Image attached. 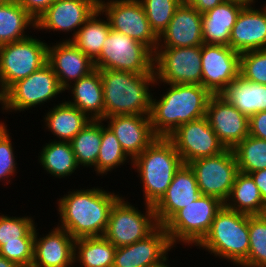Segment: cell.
Wrapping results in <instances>:
<instances>
[{"label": "cell", "instance_id": "cell-1", "mask_svg": "<svg viewBox=\"0 0 266 267\" xmlns=\"http://www.w3.org/2000/svg\"><path fill=\"white\" fill-rule=\"evenodd\" d=\"M57 200L59 223L74 239L102 237L107 229L113 204L122 196L93 187L75 189Z\"/></svg>", "mask_w": 266, "mask_h": 267}, {"label": "cell", "instance_id": "cell-2", "mask_svg": "<svg viewBox=\"0 0 266 267\" xmlns=\"http://www.w3.org/2000/svg\"><path fill=\"white\" fill-rule=\"evenodd\" d=\"M160 99L152 94L151 126L157 137L167 138L180 125L206 116L212 94L199 84H167Z\"/></svg>", "mask_w": 266, "mask_h": 267}, {"label": "cell", "instance_id": "cell-3", "mask_svg": "<svg viewBox=\"0 0 266 267\" xmlns=\"http://www.w3.org/2000/svg\"><path fill=\"white\" fill-rule=\"evenodd\" d=\"M103 85L104 118L115 115H149L155 86L154 70L136 74L111 69L99 70Z\"/></svg>", "mask_w": 266, "mask_h": 267}, {"label": "cell", "instance_id": "cell-4", "mask_svg": "<svg viewBox=\"0 0 266 267\" xmlns=\"http://www.w3.org/2000/svg\"><path fill=\"white\" fill-rule=\"evenodd\" d=\"M183 164L173 143L165 137H157L132 161L143 184L145 204L154 206L161 199Z\"/></svg>", "mask_w": 266, "mask_h": 267}, {"label": "cell", "instance_id": "cell-5", "mask_svg": "<svg viewBox=\"0 0 266 267\" xmlns=\"http://www.w3.org/2000/svg\"><path fill=\"white\" fill-rule=\"evenodd\" d=\"M249 244L248 215L223 205L197 246L239 267L248 258Z\"/></svg>", "mask_w": 266, "mask_h": 267}, {"label": "cell", "instance_id": "cell-6", "mask_svg": "<svg viewBox=\"0 0 266 267\" xmlns=\"http://www.w3.org/2000/svg\"><path fill=\"white\" fill-rule=\"evenodd\" d=\"M224 203L218 198L200 195L189 205L179 210L165 225L173 247L182 245L197 246L210 230L216 213Z\"/></svg>", "mask_w": 266, "mask_h": 267}, {"label": "cell", "instance_id": "cell-7", "mask_svg": "<svg viewBox=\"0 0 266 267\" xmlns=\"http://www.w3.org/2000/svg\"><path fill=\"white\" fill-rule=\"evenodd\" d=\"M154 53L143 43L110 29L100 55L94 60L95 69H111L136 74L153 71Z\"/></svg>", "mask_w": 266, "mask_h": 267}, {"label": "cell", "instance_id": "cell-8", "mask_svg": "<svg viewBox=\"0 0 266 267\" xmlns=\"http://www.w3.org/2000/svg\"><path fill=\"white\" fill-rule=\"evenodd\" d=\"M30 37L0 46V97L47 63L48 44Z\"/></svg>", "mask_w": 266, "mask_h": 267}, {"label": "cell", "instance_id": "cell-9", "mask_svg": "<svg viewBox=\"0 0 266 267\" xmlns=\"http://www.w3.org/2000/svg\"><path fill=\"white\" fill-rule=\"evenodd\" d=\"M121 196L112 206L104 237L116 248L145 239L159 225L152 205L145 204V213ZM136 207V208H135Z\"/></svg>", "mask_w": 266, "mask_h": 267}, {"label": "cell", "instance_id": "cell-10", "mask_svg": "<svg viewBox=\"0 0 266 267\" xmlns=\"http://www.w3.org/2000/svg\"><path fill=\"white\" fill-rule=\"evenodd\" d=\"M63 92L56 74L46 63L28 77L14 83L0 97V104L3 111L21 112L50 102Z\"/></svg>", "mask_w": 266, "mask_h": 267}, {"label": "cell", "instance_id": "cell-11", "mask_svg": "<svg viewBox=\"0 0 266 267\" xmlns=\"http://www.w3.org/2000/svg\"><path fill=\"white\" fill-rule=\"evenodd\" d=\"M201 65V46L157 48L153 61L155 84L201 85Z\"/></svg>", "mask_w": 266, "mask_h": 267}, {"label": "cell", "instance_id": "cell-12", "mask_svg": "<svg viewBox=\"0 0 266 267\" xmlns=\"http://www.w3.org/2000/svg\"><path fill=\"white\" fill-rule=\"evenodd\" d=\"M188 165L195 174L201 195L216 197L223 203L227 200L239 172L232 149L195 159Z\"/></svg>", "mask_w": 266, "mask_h": 267}, {"label": "cell", "instance_id": "cell-13", "mask_svg": "<svg viewBox=\"0 0 266 267\" xmlns=\"http://www.w3.org/2000/svg\"><path fill=\"white\" fill-rule=\"evenodd\" d=\"M99 10L110 27L146 45L153 53L158 36L152 30L140 0H99Z\"/></svg>", "mask_w": 266, "mask_h": 267}, {"label": "cell", "instance_id": "cell-14", "mask_svg": "<svg viewBox=\"0 0 266 267\" xmlns=\"http://www.w3.org/2000/svg\"><path fill=\"white\" fill-rule=\"evenodd\" d=\"M167 138L173 143L184 164L217 155L226 149L206 117L180 125Z\"/></svg>", "mask_w": 266, "mask_h": 267}, {"label": "cell", "instance_id": "cell-15", "mask_svg": "<svg viewBox=\"0 0 266 267\" xmlns=\"http://www.w3.org/2000/svg\"><path fill=\"white\" fill-rule=\"evenodd\" d=\"M240 55L226 45L203 44L201 85L219 95L240 75Z\"/></svg>", "mask_w": 266, "mask_h": 267}, {"label": "cell", "instance_id": "cell-16", "mask_svg": "<svg viewBox=\"0 0 266 267\" xmlns=\"http://www.w3.org/2000/svg\"><path fill=\"white\" fill-rule=\"evenodd\" d=\"M99 9V0H56L36 21V30L71 33L70 41Z\"/></svg>", "mask_w": 266, "mask_h": 267}, {"label": "cell", "instance_id": "cell-17", "mask_svg": "<svg viewBox=\"0 0 266 267\" xmlns=\"http://www.w3.org/2000/svg\"><path fill=\"white\" fill-rule=\"evenodd\" d=\"M205 117L225 148L233 149L249 135V117L220 95L210 97Z\"/></svg>", "mask_w": 266, "mask_h": 267}, {"label": "cell", "instance_id": "cell-18", "mask_svg": "<svg viewBox=\"0 0 266 267\" xmlns=\"http://www.w3.org/2000/svg\"><path fill=\"white\" fill-rule=\"evenodd\" d=\"M172 248L165 227L159 225L145 239L116 248L113 267H153L167 258Z\"/></svg>", "mask_w": 266, "mask_h": 267}, {"label": "cell", "instance_id": "cell-19", "mask_svg": "<svg viewBox=\"0 0 266 267\" xmlns=\"http://www.w3.org/2000/svg\"><path fill=\"white\" fill-rule=\"evenodd\" d=\"M47 63L57 76L61 88L89 75L95 70L94 61L78 49L71 41L57 42L47 48Z\"/></svg>", "mask_w": 266, "mask_h": 267}, {"label": "cell", "instance_id": "cell-20", "mask_svg": "<svg viewBox=\"0 0 266 267\" xmlns=\"http://www.w3.org/2000/svg\"><path fill=\"white\" fill-rule=\"evenodd\" d=\"M107 126L113 131L126 155L132 161L156 138L149 115H115L105 117Z\"/></svg>", "mask_w": 266, "mask_h": 267}, {"label": "cell", "instance_id": "cell-21", "mask_svg": "<svg viewBox=\"0 0 266 267\" xmlns=\"http://www.w3.org/2000/svg\"><path fill=\"white\" fill-rule=\"evenodd\" d=\"M201 195L195 174L188 164L175 173L165 194L153 206L158 225L164 226L179 210Z\"/></svg>", "mask_w": 266, "mask_h": 267}, {"label": "cell", "instance_id": "cell-22", "mask_svg": "<svg viewBox=\"0 0 266 267\" xmlns=\"http://www.w3.org/2000/svg\"><path fill=\"white\" fill-rule=\"evenodd\" d=\"M202 14L185 3L176 9L167 28L158 37L157 48L202 46Z\"/></svg>", "mask_w": 266, "mask_h": 267}, {"label": "cell", "instance_id": "cell-23", "mask_svg": "<svg viewBox=\"0 0 266 267\" xmlns=\"http://www.w3.org/2000/svg\"><path fill=\"white\" fill-rule=\"evenodd\" d=\"M35 227L34 267H74L75 239L64 229L53 227L48 234L39 236ZM45 235V236H44ZM39 237V238H38Z\"/></svg>", "mask_w": 266, "mask_h": 267}, {"label": "cell", "instance_id": "cell-24", "mask_svg": "<svg viewBox=\"0 0 266 267\" xmlns=\"http://www.w3.org/2000/svg\"><path fill=\"white\" fill-rule=\"evenodd\" d=\"M254 7L246 4L241 9L231 31L230 48L237 53L266 48V7Z\"/></svg>", "mask_w": 266, "mask_h": 267}, {"label": "cell", "instance_id": "cell-25", "mask_svg": "<svg viewBox=\"0 0 266 267\" xmlns=\"http://www.w3.org/2000/svg\"><path fill=\"white\" fill-rule=\"evenodd\" d=\"M245 5L238 0H225L222 4L203 13V43L230 47L231 31L239 12Z\"/></svg>", "mask_w": 266, "mask_h": 267}, {"label": "cell", "instance_id": "cell-26", "mask_svg": "<svg viewBox=\"0 0 266 267\" xmlns=\"http://www.w3.org/2000/svg\"><path fill=\"white\" fill-rule=\"evenodd\" d=\"M65 90H71L73 96V100H68L67 103L77 107L91 120L104 119L103 85L98 69L73 82Z\"/></svg>", "mask_w": 266, "mask_h": 267}, {"label": "cell", "instance_id": "cell-27", "mask_svg": "<svg viewBox=\"0 0 266 267\" xmlns=\"http://www.w3.org/2000/svg\"><path fill=\"white\" fill-rule=\"evenodd\" d=\"M219 95L247 117L266 111V85L247 81L240 75Z\"/></svg>", "mask_w": 266, "mask_h": 267}, {"label": "cell", "instance_id": "cell-28", "mask_svg": "<svg viewBox=\"0 0 266 267\" xmlns=\"http://www.w3.org/2000/svg\"><path fill=\"white\" fill-rule=\"evenodd\" d=\"M44 124L59 141L70 142L90 122V118L66 100L56 104L45 114Z\"/></svg>", "mask_w": 266, "mask_h": 267}, {"label": "cell", "instance_id": "cell-29", "mask_svg": "<svg viewBox=\"0 0 266 267\" xmlns=\"http://www.w3.org/2000/svg\"><path fill=\"white\" fill-rule=\"evenodd\" d=\"M224 206L247 215H262L266 209V204L252 176L240 171L236 175Z\"/></svg>", "mask_w": 266, "mask_h": 267}, {"label": "cell", "instance_id": "cell-30", "mask_svg": "<svg viewBox=\"0 0 266 267\" xmlns=\"http://www.w3.org/2000/svg\"><path fill=\"white\" fill-rule=\"evenodd\" d=\"M29 27L35 30L36 20L17 0L0 4V46L30 37L25 34Z\"/></svg>", "mask_w": 266, "mask_h": 267}, {"label": "cell", "instance_id": "cell-31", "mask_svg": "<svg viewBox=\"0 0 266 267\" xmlns=\"http://www.w3.org/2000/svg\"><path fill=\"white\" fill-rule=\"evenodd\" d=\"M38 162L48 174L55 178H65L71 176L77 168H80L76 162L75 154L70 142L54 139L45 143Z\"/></svg>", "mask_w": 266, "mask_h": 267}, {"label": "cell", "instance_id": "cell-32", "mask_svg": "<svg viewBox=\"0 0 266 267\" xmlns=\"http://www.w3.org/2000/svg\"><path fill=\"white\" fill-rule=\"evenodd\" d=\"M116 247L102 237L77 238L74 242V263L80 267H113Z\"/></svg>", "mask_w": 266, "mask_h": 267}, {"label": "cell", "instance_id": "cell-33", "mask_svg": "<svg viewBox=\"0 0 266 267\" xmlns=\"http://www.w3.org/2000/svg\"><path fill=\"white\" fill-rule=\"evenodd\" d=\"M101 11L98 9L78 30L70 40L85 55L93 61L100 55L103 43L110 32V23L106 17L100 19ZM99 17V19H97Z\"/></svg>", "mask_w": 266, "mask_h": 267}, {"label": "cell", "instance_id": "cell-34", "mask_svg": "<svg viewBox=\"0 0 266 267\" xmlns=\"http://www.w3.org/2000/svg\"><path fill=\"white\" fill-rule=\"evenodd\" d=\"M102 122L103 120H90L70 141L79 167H91L96 171V162L102 140Z\"/></svg>", "mask_w": 266, "mask_h": 267}, {"label": "cell", "instance_id": "cell-35", "mask_svg": "<svg viewBox=\"0 0 266 267\" xmlns=\"http://www.w3.org/2000/svg\"><path fill=\"white\" fill-rule=\"evenodd\" d=\"M232 150L240 172L266 169V140L248 135Z\"/></svg>", "mask_w": 266, "mask_h": 267}, {"label": "cell", "instance_id": "cell-36", "mask_svg": "<svg viewBox=\"0 0 266 267\" xmlns=\"http://www.w3.org/2000/svg\"><path fill=\"white\" fill-rule=\"evenodd\" d=\"M129 159L113 131L102 123V140L96 162V175L105 176L108 171L111 172L128 163Z\"/></svg>", "mask_w": 266, "mask_h": 267}, {"label": "cell", "instance_id": "cell-37", "mask_svg": "<svg viewBox=\"0 0 266 267\" xmlns=\"http://www.w3.org/2000/svg\"><path fill=\"white\" fill-rule=\"evenodd\" d=\"M249 253L241 267H266V217L248 215Z\"/></svg>", "mask_w": 266, "mask_h": 267}, {"label": "cell", "instance_id": "cell-38", "mask_svg": "<svg viewBox=\"0 0 266 267\" xmlns=\"http://www.w3.org/2000/svg\"><path fill=\"white\" fill-rule=\"evenodd\" d=\"M35 220L31 216L0 215V247L7 242H34Z\"/></svg>", "mask_w": 266, "mask_h": 267}, {"label": "cell", "instance_id": "cell-39", "mask_svg": "<svg viewBox=\"0 0 266 267\" xmlns=\"http://www.w3.org/2000/svg\"><path fill=\"white\" fill-rule=\"evenodd\" d=\"M152 30L159 37L167 28L182 0H140Z\"/></svg>", "mask_w": 266, "mask_h": 267}, {"label": "cell", "instance_id": "cell-40", "mask_svg": "<svg viewBox=\"0 0 266 267\" xmlns=\"http://www.w3.org/2000/svg\"><path fill=\"white\" fill-rule=\"evenodd\" d=\"M240 76L247 81L266 85V48L241 53Z\"/></svg>", "mask_w": 266, "mask_h": 267}, {"label": "cell", "instance_id": "cell-41", "mask_svg": "<svg viewBox=\"0 0 266 267\" xmlns=\"http://www.w3.org/2000/svg\"><path fill=\"white\" fill-rule=\"evenodd\" d=\"M11 133L4 122H0V182L6 180V185L11 182V176L17 173V160H15L14 147L11 141Z\"/></svg>", "mask_w": 266, "mask_h": 267}, {"label": "cell", "instance_id": "cell-42", "mask_svg": "<svg viewBox=\"0 0 266 267\" xmlns=\"http://www.w3.org/2000/svg\"><path fill=\"white\" fill-rule=\"evenodd\" d=\"M34 242H7L0 247V255L16 265L33 262Z\"/></svg>", "mask_w": 266, "mask_h": 267}, {"label": "cell", "instance_id": "cell-43", "mask_svg": "<svg viewBox=\"0 0 266 267\" xmlns=\"http://www.w3.org/2000/svg\"><path fill=\"white\" fill-rule=\"evenodd\" d=\"M56 0H17V2L37 21Z\"/></svg>", "mask_w": 266, "mask_h": 267}, {"label": "cell", "instance_id": "cell-44", "mask_svg": "<svg viewBox=\"0 0 266 267\" xmlns=\"http://www.w3.org/2000/svg\"><path fill=\"white\" fill-rule=\"evenodd\" d=\"M249 135L266 140V111L249 117Z\"/></svg>", "mask_w": 266, "mask_h": 267}, {"label": "cell", "instance_id": "cell-45", "mask_svg": "<svg viewBox=\"0 0 266 267\" xmlns=\"http://www.w3.org/2000/svg\"><path fill=\"white\" fill-rule=\"evenodd\" d=\"M224 1L225 0H182V3L192 6L199 13L203 14L222 4Z\"/></svg>", "mask_w": 266, "mask_h": 267}, {"label": "cell", "instance_id": "cell-46", "mask_svg": "<svg viewBox=\"0 0 266 267\" xmlns=\"http://www.w3.org/2000/svg\"><path fill=\"white\" fill-rule=\"evenodd\" d=\"M258 189L260 190L262 199L266 204V169L258 170L252 173H249Z\"/></svg>", "mask_w": 266, "mask_h": 267}, {"label": "cell", "instance_id": "cell-47", "mask_svg": "<svg viewBox=\"0 0 266 267\" xmlns=\"http://www.w3.org/2000/svg\"><path fill=\"white\" fill-rule=\"evenodd\" d=\"M0 267H16V264L0 255Z\"/></svg>", "mask_w": 266, "mask_h": 267}, {"label": "cell", "instance_id": "cell-48", "mask_svg": "<svg viewBox=\"0 0 266 267\" xmlns=\"http://www.w3.org/2000/svg\"><path fill=\"white\" fill-rule=\"evenodd\" d=\"M168 258H169V257L165 258L160 264H157V265H155V266H153V267H170L169 265H167V264H168V263H167Z\"/></svg>", "mask_w": 266, "mask_h": 267}, {"label": "cell", "instance_id": "cell-49", "mask_svg": "<svg viewBox=\"0 0 266 267\" xmlns=\"http://www.w3.org/2000/svg\"><path fill=\"white\" fill-rule=\"evenodd\" d=\"M238 1H241L245 4H254L257 0H238Z\"/></svg>", "mask_w": 266, "mask_h": 267}, {"label": "cell", "instance_id": "cell-50", "mask_svg": "<svg viewBox=\"0 0 266 267\" xmlns=\"http://www.w3.org/2000/svg\"><path fill=\"white\" fill-rule=\"evenodd\" d=\"M16 267H34V265L31 263L28 265H16Z\"/></svg>", "mask_w": 266, "mask_h": 267}, {"label": "cell", "instance_id": "cell-51", "mask_svg": "<svg viewBox=\"0 0 266 267\" xmlns=\"http://www.w3.org/2000/svg\"><path fill=\"white\" fill-rule=\"evenodd\" d=\"M11 1H13V0H0V4H2V3H8V2H11Z\"/></svg>", "mask_w": 266, "mask_h": 267}]
</instances>
